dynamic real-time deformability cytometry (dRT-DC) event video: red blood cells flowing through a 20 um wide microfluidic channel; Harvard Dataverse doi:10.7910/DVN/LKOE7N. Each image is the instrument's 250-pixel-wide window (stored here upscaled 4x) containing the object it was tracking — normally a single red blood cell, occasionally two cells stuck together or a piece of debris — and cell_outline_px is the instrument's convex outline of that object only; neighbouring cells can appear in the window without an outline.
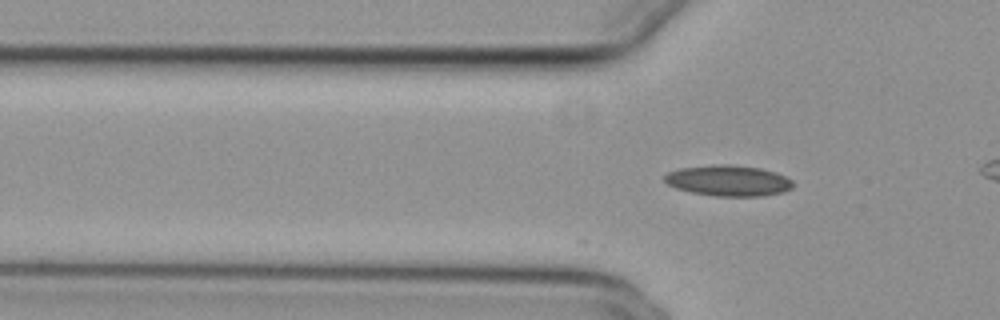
{"species": "common noctule bat (a hibernating species)", "species_latin": "Nyctalus noctula", "temperature_condition": "cold", "stored_images_in_passage": 10, "camera_frame_rate_fps": 3000, "um_per_image_px": 0.085, "animal": {"sex": "female", "body_mass_g": 29.2, "forearm_length_mm": 56.3}, "frame": {"image": 1, "passage_image": 10, "time_ms": 3.0, "image_size_px": [1000, 320], "cell_outline_px": [[796, 184], [792, 188], [784, 192], [764, 196], [716, 196], [692, 192], [676, 188], [668, 184], [664, 180], [664, 176], [668, 172], [680, 168], [712, 164], [728, 164], [760, 168], [776, 172], [792, 180]], "centroid_in_image_um": [61.94, 15.35], "position_along_channel_um": 63.9, "area_um2": 23.24}}